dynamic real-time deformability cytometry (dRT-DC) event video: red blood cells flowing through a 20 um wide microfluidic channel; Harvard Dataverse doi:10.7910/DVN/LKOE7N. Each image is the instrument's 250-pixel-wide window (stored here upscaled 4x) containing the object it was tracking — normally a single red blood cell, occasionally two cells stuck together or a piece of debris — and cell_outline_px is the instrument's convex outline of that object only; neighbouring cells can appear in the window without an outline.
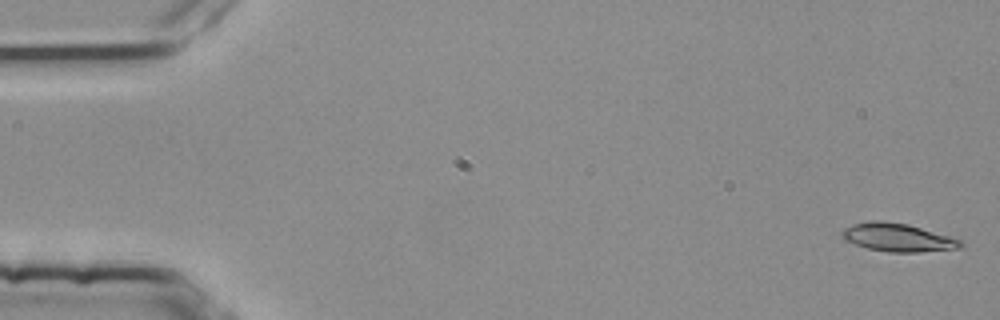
{"species": "common noctule bat (a hibernating species)", "species_latin": "Nyctalus noctula", "temperature_condition": "room temperature", "stored_images_in_passage": 54, "camera_frame_rate_fps": 3000, "um_per_image_px": 0.085, "animal": {"sex": "female", "body_mass_g": 25.1}, "frame": {"image": 1, "passage_image": 1, "time_ms": 0.0, "image_size_px": [1000, 320], "cell_outline_px": [[964, 244], [960, 248], [920, 252], [888, 252], [868, 248], [844, 240], [840, 236], [840, 232], [844, 228], [852, 224], [876, 220], [908, 224], [948, 236], [960, 240]], "centroid_in_image_um": [76.27, 20.19], "position_along_channel_um": 8.7, "area_um2": 19.31}}
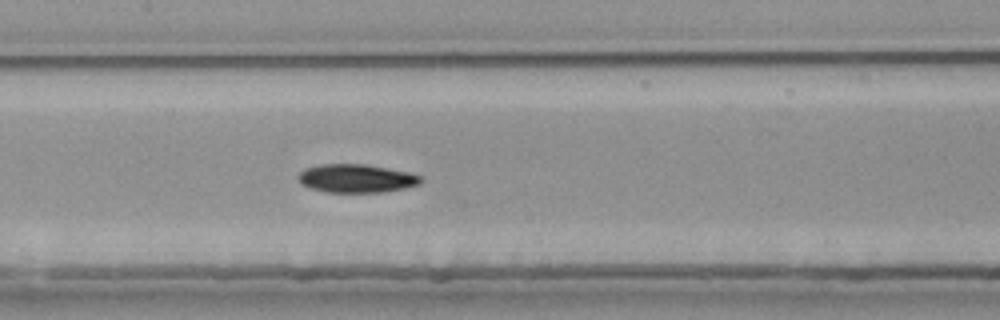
{"frame": {"image": 2, "passage_image": 26, "time_ms": 8.333, "image_size_px": [1000, 320], "cell_outline_px": [[424, 180], [420, 184], [404, 188], [380, 192], [328, 192], [312, 188], [300, 184], [296, 176], [304, 168], [320, 164], [364, 164], [408, 172], [420, 176]], "centroid_in_image_um": [30.25, 15.16], "position_along_channel_um": 177.1, "area_um2": 20.23}}
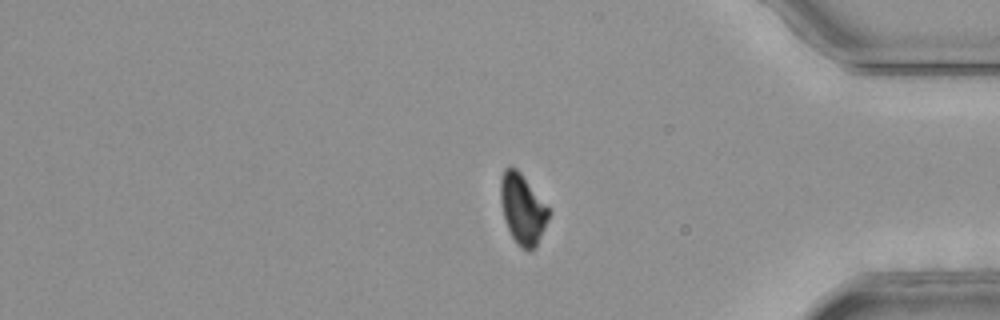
{"frame": {"image": 3, "passage_image": 45, "time_ms": 14.667, "image_size_px": [1000, 320], "cell_outline_px": [[548, 220], [536, 244], [528, 252], [520, 248], [512, 236], [508, 228], [504, 216], [500, 200], [500, 176], [504, 168], [508, 164], [516, 168], [520, 172], [548, 208]], "centroid_in_image_um": [44.37, 17.72], "position_along_channel_um": 390.8, "area_um2": 19.31}, "authors_computed_cell_mechanics": {"area_um2": 19.5653, "velocity_mm_per_s": 3.7812, "shape_relaxation_time_tau1_ms": 3.831, "shape_relaxation_time_tau2_ms": 10.9756, "deformation_change_tau1": 0.1357, "deformation_change_tau2": 0.1524}}